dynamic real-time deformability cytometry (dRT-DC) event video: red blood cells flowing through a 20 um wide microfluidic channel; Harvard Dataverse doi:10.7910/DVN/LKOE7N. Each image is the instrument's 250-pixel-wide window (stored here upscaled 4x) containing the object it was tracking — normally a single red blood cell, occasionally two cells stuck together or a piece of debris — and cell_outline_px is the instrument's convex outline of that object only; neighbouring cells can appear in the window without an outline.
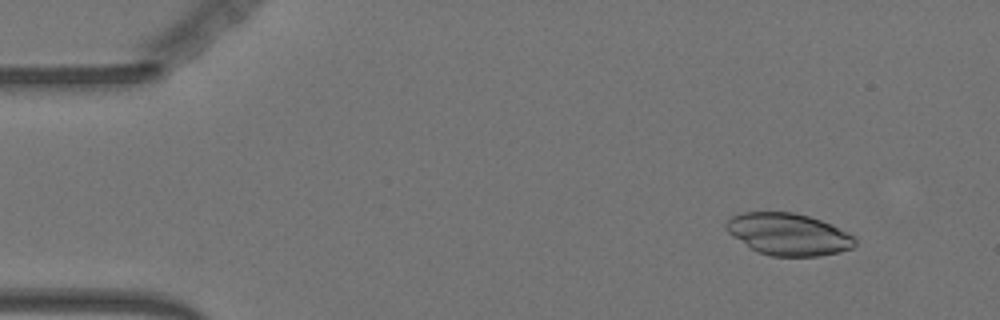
{"species": "Egyptian fruit bat (a non-hibernating species)", "species_latin": "Rousettus aegyptiacus", "temperature_condition": "warm", "stored_images_in_passage": 56, "camera_frame_rate_fps": 3000, "um_per_image_px": 0.085, "animal": {"sex": "female"}, "frame": {"image": 1, "passage_image": 6, "time_ms": 1.667, "image_size_px": [1000, 320], "cell_outline_px": [[856, 244], [852, 248], [840, 252], [820, 256], [772, 256], [756, 252], [728, 232], [724, 228], [724, 224], [732, 216], [740, 212], [792, 212], [808, 216], [832, 224], [856, 236]], "centroid_in_image_um": [67.03, 19.91], "position_along_channel_um": 18.0, "area_um2": 31.73}}
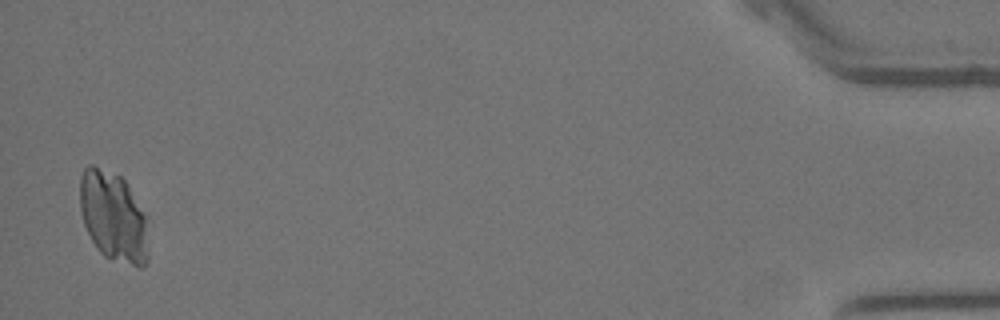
{"frame": {"image": 2, "passage_image": 55, "time_ms": 18.0, "image_size_px": [1000, 320], "cell_outline_px": [[148, 260], [140, 268], [104, 256], [100, 252], [92, 240], [84, 224], [80, 212], [80, 176], [84, 168], [88, 164], [92, 164], [120, 176], [128, 184], [144, 216], [148, 256]], "centroid_in_image_um": [9.59, 18.4], "position_along_channel_um": 425.6, "area_um2": 35.43}}